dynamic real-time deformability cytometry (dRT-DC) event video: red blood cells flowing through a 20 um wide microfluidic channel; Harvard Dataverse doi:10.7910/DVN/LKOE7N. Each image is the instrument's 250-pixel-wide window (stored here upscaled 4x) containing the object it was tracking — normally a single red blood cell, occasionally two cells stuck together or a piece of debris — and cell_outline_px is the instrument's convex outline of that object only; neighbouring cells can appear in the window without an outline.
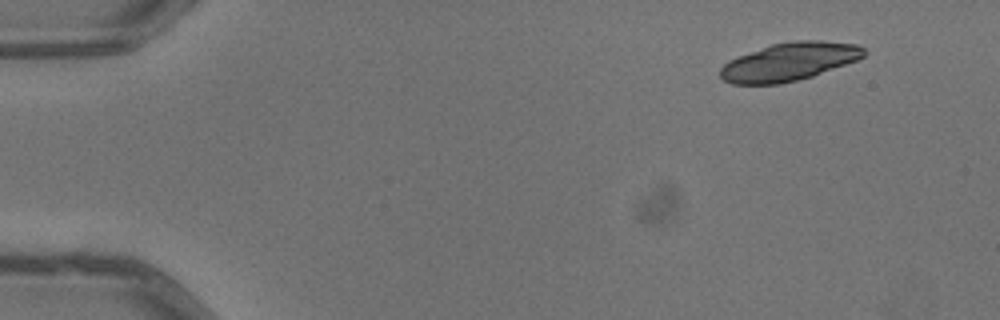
{"species": "common noctule bat (a hibernating species)", "species_latin": "Nyctalus noctula", "temperature_condition": "warm", "stored_images_in_passage": 4, "camera_frame_rate_fps": 3000, "um_per_image_px": 0.085, "animal": {"sex": "male", "body_mass_g": 13.3}, "frame": {"image": 1, "passage_image": 1, "time_ms": 0.0, "image_size_px": [1000, 320], "cell_outline_px": [[868, 52], [864, 56], [856, 60], [812, 76], [780, 84], [732, 84], [724, 80], [720, 76], [720, 68], [728, 60], [772, 44], [796, 40], [820, 40], [860, 44]], "centroid_in_image_um": [67.1, 5.24], "position_along_channel_um": 17.9, "area_um2": 31.79}}